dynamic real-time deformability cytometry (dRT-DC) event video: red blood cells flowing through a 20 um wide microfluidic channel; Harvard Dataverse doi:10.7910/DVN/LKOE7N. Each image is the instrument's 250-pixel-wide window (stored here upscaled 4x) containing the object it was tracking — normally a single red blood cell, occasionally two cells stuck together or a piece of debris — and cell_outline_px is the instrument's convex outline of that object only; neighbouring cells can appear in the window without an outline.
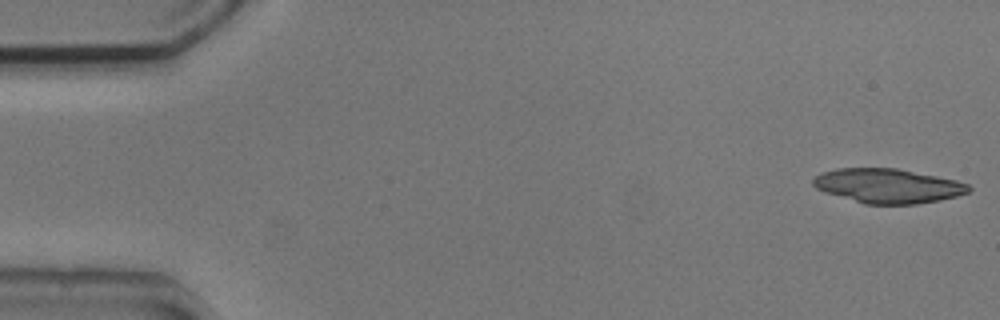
{"species": "common noctule bat (a hibernating species)", "species_latin": "Nyctalus noctula", "temperature_condition": "cold", "stored_images_in_passage": 32, "camera_frame_rate_fps": 3000, "um_per_image_px": 0.085, "animal": {"sex": "male", "body_mass_g": 20.5, "forearm_length_mm": 52.5}, "frame": {"image": 1, "passage_image": 1, "time_ms": 0.0, "image_size_px": [1000, 320], "cell_outline_px": [[972, 188], [968, 192], [956, 196], [940, 200], [916, 204], [864, 204], [824, 192], [816, 188], [812, 184], [812, 180], [816, 176], [824, 172], [836, 168], [896, 168], [956, 180], [968, 184]], "centroid_in_image_um": [75.45, 15.8], "position_along_channel_um": 9.5, "area_um2": 31.1}}